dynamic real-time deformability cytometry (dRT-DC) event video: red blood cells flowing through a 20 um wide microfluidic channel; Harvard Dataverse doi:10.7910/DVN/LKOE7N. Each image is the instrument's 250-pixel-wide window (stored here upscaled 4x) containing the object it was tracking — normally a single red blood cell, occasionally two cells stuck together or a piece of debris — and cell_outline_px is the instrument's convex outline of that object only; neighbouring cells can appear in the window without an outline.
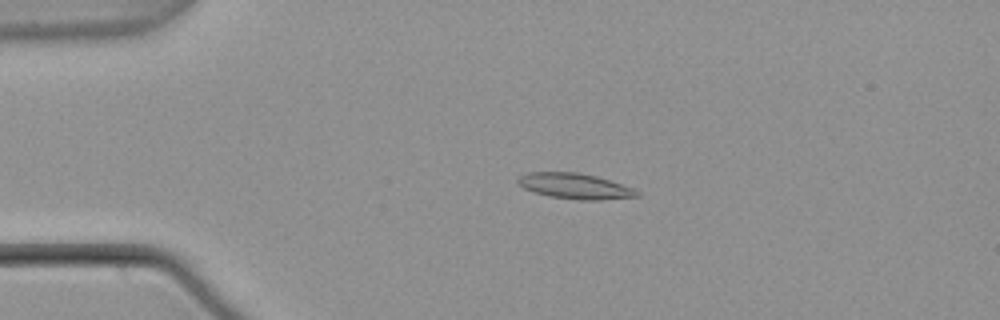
{"species": "common noctule bat (a hibernating species)", "species_latin": "Nyctalus noctula", "temperature_condition": "warm", "stored_images_in_passage": 55, "camera_frame_rate_fps": 3000, "um_per_image_px": 0.085, "animal": {"sex": "male", "body_mass_g": 21.5, "forearm_length_mm": 52.0}, "frame": {"image": 1, "passage_image": 13, "time_ms": 4.0, "image_size_px": [1000, 320], "cell_outline_px": [[640, 196], [600, 200], [576, 200], [548, 196], [524, 188], [516, 180], [520, 176], [528, 172], [576, 172], [596, 176], [632, 188], [640, 192]], "centroid_in_image_um": [48.87, 15.82], "position_along_channel_um": 36.1, "area_um2": 17.57}}
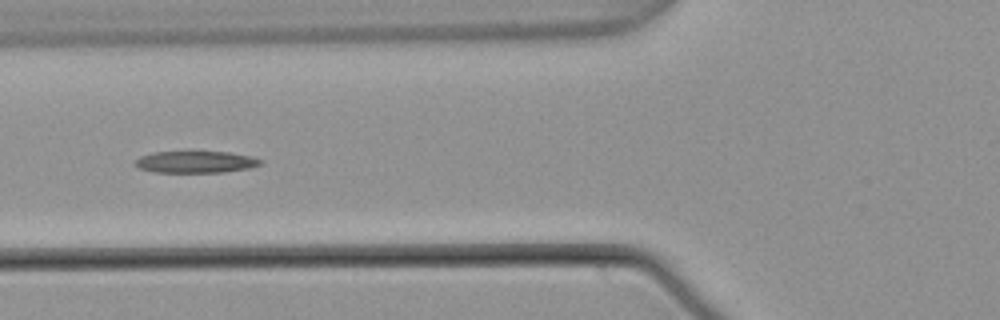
{"frame": {"image": 2, "passage_image": 22, "time_ms": 7.0, "image_size_px": [1000, 320], "cell_outline_px": [[264, 164], [248, 168], [224, 172], [156, 172], [140, 168], [132, 164], [140, 156], [152, 152], [188, 148], [192, 148], [228, 152], [252, 156], [264, 160]], "centroid_in_image_um": [16.63, 13.7], "position_along_channel_um": 109.2, "area_um2": 17.11}}
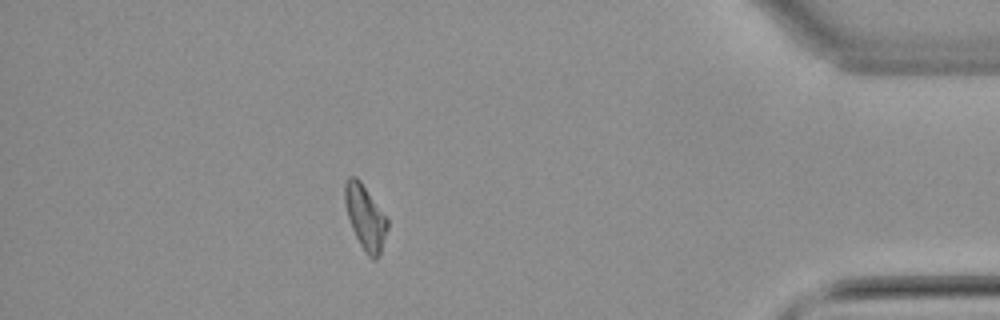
{"frame": {"image": 3, "passage_image": 49, "time_ms": 16.0, "image_size_px": [1000, 320], "cell_outline_px": [[388, 228], [380, 256], [376, 260], [372, 260], [364, 252], [352, 228], [344, 204], [344, 184], [348, 176], [356, 176], [360, 180], [388, 216]], "centroid_in_image_um": [31.07, 18.46], "position_along_channel_um": 404.1, "area_um2": 16.47}, "authors_computed_cell_mechanics": {"area_um2": 16.473, "velocity_mm_per_s": 3.7814, "shape_relaxation_time_tau1_ms": null, "shape_relaxation_time_tau2_ms": 8.6799, "deformation_change_tau1": null, "deformation_change_tau2": 0.2047}}